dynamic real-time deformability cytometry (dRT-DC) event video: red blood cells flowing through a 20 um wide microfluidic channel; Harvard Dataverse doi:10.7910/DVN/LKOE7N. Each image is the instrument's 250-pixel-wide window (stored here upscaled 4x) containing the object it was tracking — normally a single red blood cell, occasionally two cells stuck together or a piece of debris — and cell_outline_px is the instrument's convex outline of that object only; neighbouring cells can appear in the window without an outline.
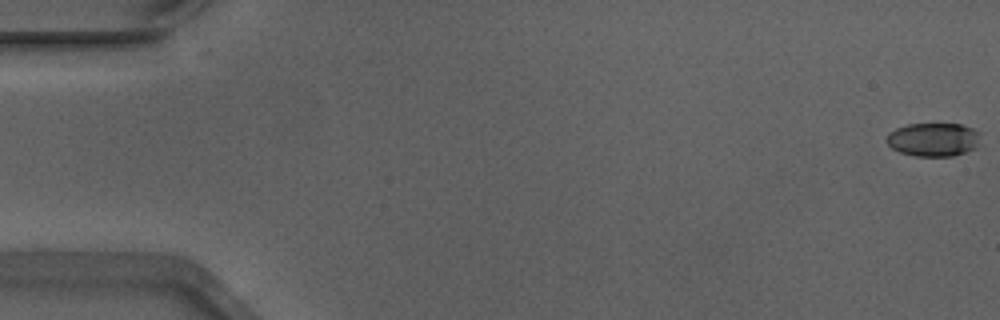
{"species": "Egyptian fruit bat (a non-hibernating species)", "species_latin": "Rousettus aegyptiacus", "temperature_condition": "warm", "stored_images_in_passage": 10, "camera_frame_rate_fps": 3000, "um_per_image_px": 0.085, "animal": {"sex": "male"}, "frame": {"image": 1, "passage_image": 1, "time_ms": 0.0, "image_size_px": [1000, 320], "cell_outline_px": [[980, 132], [976, 148], [952, 156], [916, 156], [900, 152], [892, 148], [888, 144], [888, 132], [896, 128], [908, 124], [960, 124], [972, 128]], "centroid_in_image_um": [79.34, 11.86], "position_along_channel_um": 5.7, "area_um2": 18.21}}